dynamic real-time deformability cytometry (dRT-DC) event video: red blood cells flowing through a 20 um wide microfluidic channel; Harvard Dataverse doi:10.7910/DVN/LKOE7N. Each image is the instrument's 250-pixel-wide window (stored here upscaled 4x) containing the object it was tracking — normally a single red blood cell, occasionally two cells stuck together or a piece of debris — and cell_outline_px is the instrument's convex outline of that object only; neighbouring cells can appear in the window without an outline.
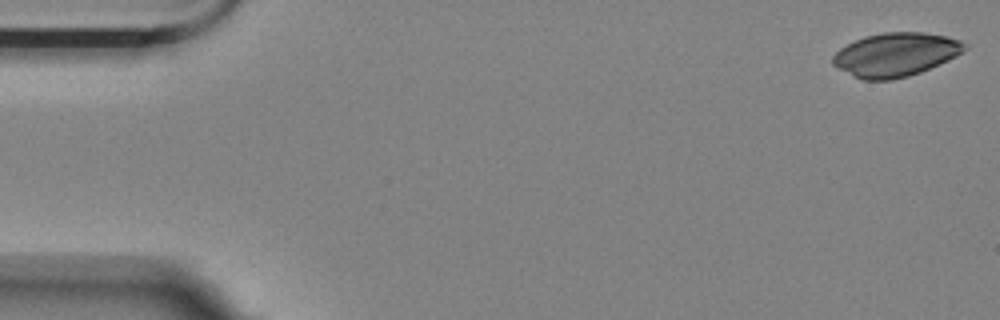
{"species": "Egyptian fruit bat (a non-hibernating species)", "species_latin": "Rousettus aegyptiacus", "temperature_condition": "room temperature", "stored_images_in_passage": 14, "camera_frame_rate_fps": 3000, "um_per_image_px": 0.085, "animal": {"sex": "female"}, "frame": {"image": 1, "passage_image": 1, "time_ms": 0.0, "image_size_px": [1000, 320], "cell_outline_px": [[968, 48], [964, 52], [948, 60], [920, 72], [908, 76], [892, 80], [864, 80], [852, 76], [832, 64], [832, 56], [840, 48], [864, 36], [884, 32], [924, 32], [948, 36], [960, 40], [968, 44]], "centroid_in_image_um": [76.15, 4.63], "position_along_channel_um": 8.9, "area_um2": 33.7}}
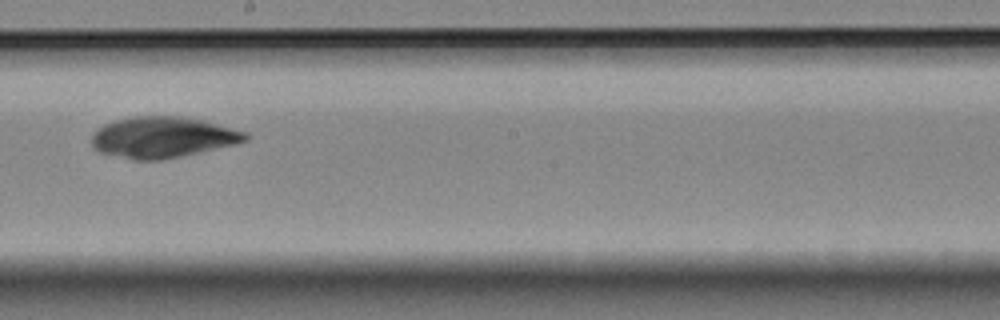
{"frame": {"image": 2, "passage_image": 8, "time_ms": 2.333, "image_size_px": [1000, 320], "cell_outline_px": [[248, 140], [236, 144], [200, 152], [160, 160], [132, 160], [100, 152], [92, 148], [92, 132], [104, 124], [112, 120], [136, 116], [184, 116], [248, 132]], "centroid_in_image_um": [13.79, 11.67], "position_along_channel_um": 234.4, "area_um2": 36.82}}
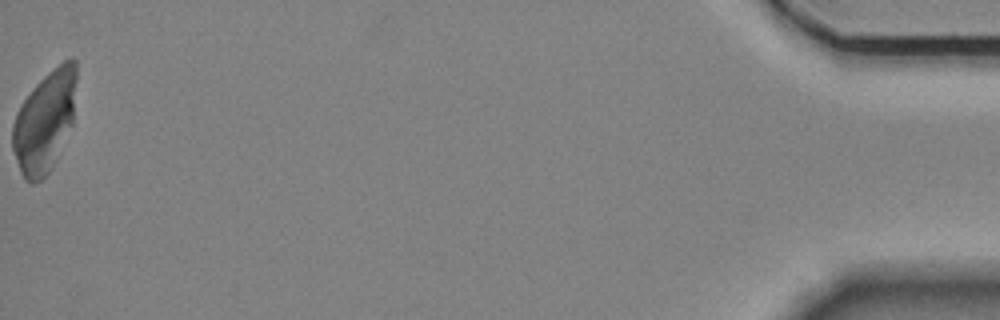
{"frame": {"image": 3, "passage_image": 14, "time_ms": 4.333, "image_size_px": [1000, 320], "cell_outline_px": [[76, 80], [72, 124], [52, 168], [40, 180], [32, 184], [24, 180], [20, 172], [12, 148], [12, 124], [16, 112], [20, 104], [32, 88], [48, 72], [64, 60], [72, 56], [76, 60]], "centroid_in_image_um": [3.78, 10.32], "position_along_channel_um": 431.4, "area_um2": 37.74}}